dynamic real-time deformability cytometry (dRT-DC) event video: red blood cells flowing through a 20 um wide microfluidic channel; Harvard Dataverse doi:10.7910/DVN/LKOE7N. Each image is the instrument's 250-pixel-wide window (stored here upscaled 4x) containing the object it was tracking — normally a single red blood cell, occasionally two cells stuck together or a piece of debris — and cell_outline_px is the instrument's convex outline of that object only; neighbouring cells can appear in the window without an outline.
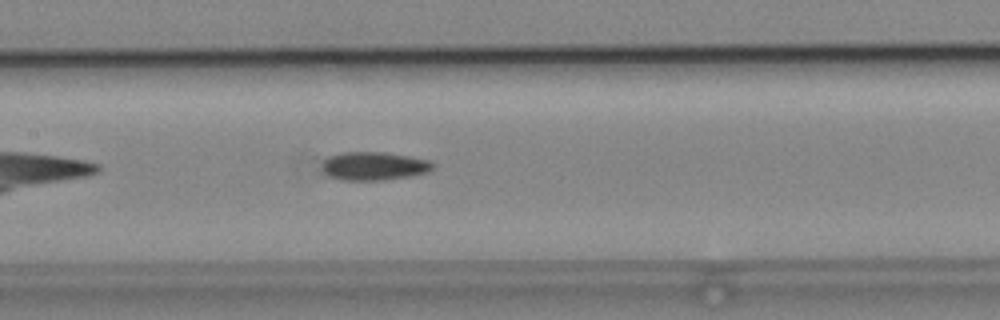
{"species": "common noctule bat (a hibernating species)", "species_latin": "Nyctalus noctula", "temperature_condition": "cold", "stored_images_in_passage": 40, "camera_frame_rate_fps": 3000, "um_per_image_px": 0.085, "animal": {"sex": "male", "body_mass_g": 19.2, "forearm_length_mm": 51.8}, "frame": {"image": 1, "passage_image": 12, "time_ms": 3.667, "image_size_px": [1000, 320], "cell_outline_px": [[436, 164], [428, 172], [408, 176], [384, 180], [340, 180], [328, 176], [324, 172], [324, 160], [328, 156], [344, 152], [384, 152], [432, 160]], "centroid_in_image_um": [31.81, 14.11], "position_along_channel_um": 175.6, "area_um2": 18.32}}
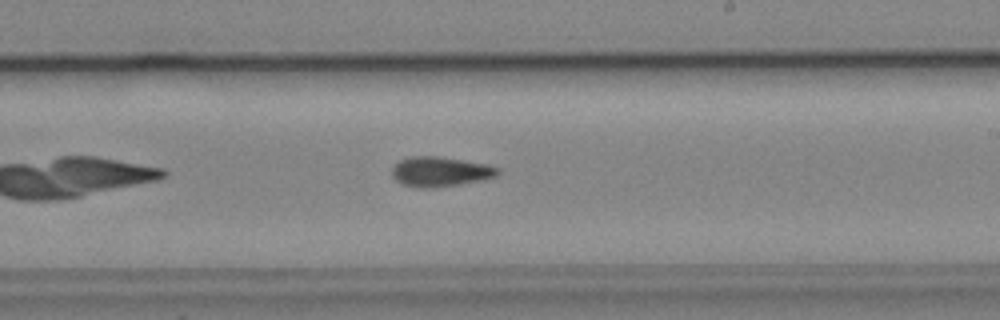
{"frame": {"image": 2, "passage_image": 18, "time_ms": 5.667, "image_size_px": [1000, 320], "cell_outline_px": [[500, 172], [496, 176], [484, 180], [460, 184], [432, 188], [416, 188], [404, 184], [396, 180], [392, 176], [392, 168], [400, 160], [412, 156], [440, 156], [488, 164], [500, 168]], "centroid_in_image_um": [37.45, 14.59], "position_along_channel_um": 251.5, "area_um2": 18.55}, "authors_computed_cell_mechanics": {"area_um2": 17.8602, "velocity_mm_per_s": 3.8085, "shape_relaxation_time_tau1_ms": 7.4464, "shape_relaxation_time_tau2_ms": 10.7638, "deformation_change_tau1": 0.1552, "deformation_change_tau2": 0.1914}}